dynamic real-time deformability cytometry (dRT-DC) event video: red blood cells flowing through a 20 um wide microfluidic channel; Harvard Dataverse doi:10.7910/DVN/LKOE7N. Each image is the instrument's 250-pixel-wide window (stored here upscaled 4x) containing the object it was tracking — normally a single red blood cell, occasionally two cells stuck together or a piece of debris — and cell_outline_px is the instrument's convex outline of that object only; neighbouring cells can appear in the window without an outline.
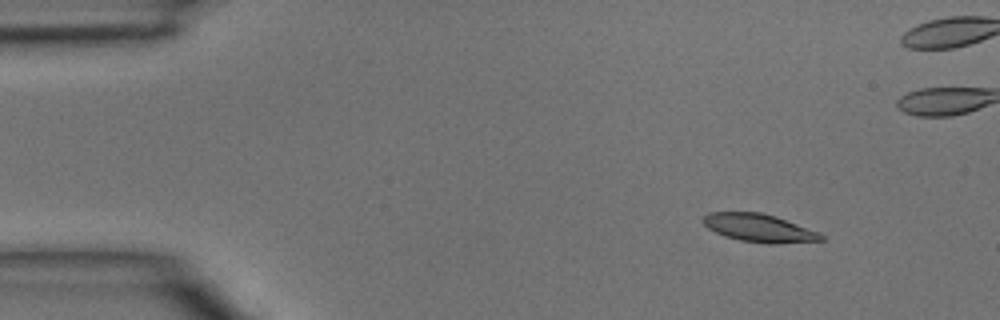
{"species": "common noctule bat (a hibernating species)", "species_latin": "Nyctalus noctula", "temperature_condition": "room temperature", "stored_images_in_passage": 5, "camera_frame_rate_fps": 3000, "um_per_image_px": 0.085, "animal": {"sex": "male", "body_mass_g": 15.6}, "frame": {"image": 1, "passage_image": 2, "time_ms": 0.333, "image_size_px": [1000, 320], "cell_outline_px": [[824, 240], [776, 244], [768, 244], [740, 240], [724, 236], [708, 228], [700, 220], [708, 212], [760, 212], [776, 216], [820, 232], [824, 236]], "centroid_in_image_um": [64.53, 19.38], "position_along_channel_um": 20.5, "area_um2": 19.42}}